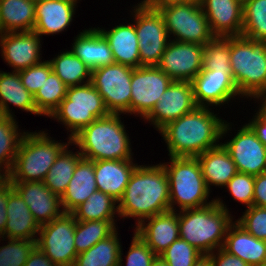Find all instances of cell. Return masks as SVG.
<instances>
[{
	"mask_svg": "<svg viewBox=\"0 0 266 266\" xmlns=\"http://www.w3.org/2000/svg\"><path fill=\"white\" fill-rule=\"evenodd\" d=\"M133 67L113 63L92 70L91 83L112 114H130Z\"/></svg>",
	"mask_w": 266,
	"mask_h": 266,
	"instance_id": "obj_11",
	"label": "cell"
},
{
	"mask_svg": "<svg viewBox=\"0 0 266 266\" xmlns=\"http://www.w3.org/2000/svg\"><path fill=\"white\" fill-rule=\"evenodd\" d=\"M24 266H56L44 252L36 246L30 253Z\"/></svg>",
	"mask_w": 266,
	"mask_h": 266,
	"instance_id": "obj_51",
	"label": "cell"
},
{
	"mask_svg": "<svg viewBox=\"0 0 266 266\" xmlns=\"http://www.w3.org/2000/svg\"><path fill=\"white\" fill-rule=\"evenodd\" d=\"M223 249L250 266L266 263V241L257 239L236 221L227 229Z\"/></svg>",
	"mask_w": 266,
	"mask_h": 266,
	"instance_id": "obj_26",
	"label": "cell"
},
{
	"mask_svg": "<svg viewBox=\"0 0 266 266\" xmlns=\"http://www.w3.org/2000/svg\"><path fill=\"white\" fill-rule=\"evenodd\" d=\"M120 114H108L84 127L72 139L83 158L98 160L134 159L131 140Z\"/></svg>",
	"mask_w": 266,
	"mask_h": 266,
	"instance_id": "obj_4",
	"label": "cell"
},
{
	"mask_svg": "<svg viewBox=\"0 0 266 266\" xmlns=\"http://www.w3.org/2000/svg\"><path fill=\"white\" fill-rule=\"evenodd\" d=\"M115 222L117 219L76 221L74 243L77 255L90 249L98 241L106 239L118 229Z\"/></svg>",
	"mask_w": 266,
	"mask_h": 266,
	"instance_id": "obj_36",
	"label": "cell"
},
{
	"mask_svg": "<svg viewBox=\"0 0 266 266\" xmlns=\"http://www.w3.org/2000/svg\"><path fill=\"white\" fill-rule=\"evenodd\" d=\"M14 190L21 196L41 226L60 217L64 211L59 195L52 193L44 182L9 181Z\"/></svg>",
	"mask_w": 266,
	"mask_h": 266,
	"instance_id": "obj_19",
	"label": "cell"
},
{
	"mask_svg": "<svg viewBox=\"0 0 266 266\" xmlns=\"http://www.w3.org/2000/svg\"><path fill=\"white\" fill-rule=\"evenodd\" d=\"M13 190V185L9 181H7L0 189V238L4 235V229L7 222V202L9 194Z\"/></svg>",
	"mask_w": 266,
	"mask_h": 266,
	"instance_id": "obj_50",
	"label": "cell"
},
{
	"mask_svg": "<svg viewBox=\"0 0 266 266\" xmlns=\"http://www.w3.org/2000/svg\"><path fill=\"white\" fill-rule=\"evenodd\" d=\"M191 83L197 106L220 107L231 100L235 101L237 96L239 100L243 98L234 83L232 72L201 70Z\"/></svg>",
	"mask_w": 266,
	"mask_h": 266,
	"instance_id": "obj_16",
	"label": "cell"
},
{
	"mask_svg": "<svg viewBox=\"0 0 266 266\" xmlns=\"http://www.w3.org/2000/svg\"><path fill=\"white\" fill-rule=\"evenodd\" d=\"M67 86L52 72L33 96L37 111L50 116L66 97Z\"/></svg>",
	"mask_w": 266,
	"mask_h": 266,
	"instance_id": "obj_39",
	"label": "cell"
},
{
	"mask_svg": "<svg viewBox=\"0 0 266 266\" xmlns=\"http://www.w3.org/2000/svg\"><path fill=\"white\" fill-rule=\"evenodd\" d=\"M6 213L7 222L4 235L1 237L3 238L2 241L6 238L37 240L40 225L34 219L25 201L15 190L9 194Z\"/></svg>",
	"mask_w": 266,
	"mask_h": 266,
	"instance_id": "obj_25",
	"label": "cell"
},
{
	"mask_svg": "<svg viewBox=\"0 0 266 266\" xmlns=\"http://www.w3.org/2000/svg\"><path fill=\"white\" fill-rule=\"evenodd\" d=\"M14 117H6L0 122V169L9 173L13 167L20 142L25 131L20 132Z\"/></svg>",
	"mask_w": 266,
	"mask_h": 266,
	"instance_id": "obj_37",
	"label": "cell"
},
{
	"mask_svg": "<svg viewBox=\"0 0 266 266\" xmlns=\"http://www.w3.org/2000/svg\"><path fill=\"white\" fill-rule=\"evenodd\" d=\"M258 266H266V263L260 264V265H258Z\"/></svg>",
	"mask_w": 266,
	"mask_h": 266,
	"instance_id": "obj_59",
	"label": "cell"
},
{
	"mask_svg": "<svg viewBox=\"0 0 266 266\" xmlns=\"http://www.w3.org/2000/svg\"><path fill=\"white\" fill-rule=\"evenodd\" d=\"M248 122L246 124L252 129L258 139L266 145V109L259 104L257 112Z\"/></svg>",
	"mask_w": 266,
	"mask_h": 266,
	"instance_id": "obj_48",
	"label": "cell"
},
{
	"mask_svg": "<svg viewBox=\"0 0 266 266\" xmlns=\"http://www.w3.org/2000/svg\"><path fill=\"white\" fill-rule=\"evenodd\" d=\"M118 202L106 193L96 190L87 201L75 208L71 214L76 221L115 220L119 217ZM116 215V216H115Z\"/></svg>",
	"mask_w": 266,
	"mask_h": 266,
	"instance_id": "obj_35",
	"label": "cell"
},
{
	"mask_svg": "<svg viewBox=\"0 0 266 266\" xmlns=\"http://www.w3.org/2000/svg\"><path fill=\"white\" fill-rule=\"evenodd\" d=\"M77 4L59 0H36L33 31L41 38L62 33L73 21Z\"/></svg>",
	"mask_w": 266,
	"mask_h": 266,
	"instance_id": "obj_22",
	"label": "cell"
},
{
	"mask_svg": "<svg viewBox=\"0 0 266 266\" xmlns=\"http://www.w3.org/2000/svg\"><path fill=\"white\" fill-rule=\"evenodd\" d=\"M109 113L102 96L91 82L67 87L66 97L53 111L49 118L61 122L72 139L84 127L97 118L107 116Z\"/></svg>",
	"mask_w": 266,
	"mask_h": 266,
	"instance_id": "obj_8",
	"label": "cell"
},
{
	"mask_svg": "<svg viewBox=\"0 0 266 266\" xmlns=\"http://www.w3.org/2000/svg\"><path fill=\"white\" fill-rule=\"evenodd\" d=\"M203 47L170 39L157 67L173 81L191 82L202 70Z\"/></svg>",
	"mask_w": 266,
	"mask_h": 266,
	"instance_id": "obj_14",
	"label": "cell"
},
{
	"mask_svg": "<svg viewBox=\"0 0 266 266\" xmlns=\"http://www.w3.org/2000/svg\"><path fill=\"white\" fill-rule=\"evenodd\" d=\"M197 107L193 86L189 81H173L152 111L144 118L160 131L169 122L182 117Z\"/></svg>",
	"mask_w": 266,
	"mask_h": 266,
	"instance_id": "obj_15",
	"label": "cell"
},
{
	"mask_svg": "<svg viewBox=\"0 0 266 266\" xmlns=\"http://www.w3.org/2000/svg\"><path fill=\"white\" fill-rule=\"evenodd\" d=\"M131 245L123 262L121 246L118 266H151L157 255L147 246L137 233H133ZM123 262V263H122Z\"/></svg>",
	"mask_w": 266,
	"mask_h": 266,
	"instance_id": "obj_43",
	"label": "cell"
},
{
	"mask_svg": "<svg viewBox=\"0 0 266 266\" xmlns=\"http://www.w3.org/2000/svg\"><path fill=\"white\" fill-rule=\"evenodd\" d=\"M255 176L237 172L225 185L233 200L246 205L249 208L253 205Z\"/></svg>",
	"mask_w": 266,
	"mask_h": 266,
	"instance_id": "obj_44",
	"label": "cell"
},
{
	"mask_svg": "<svg viewBox=\"0 0 266 266\" xmlns=\"http://www.w3.org/2000/svg\"><path fill=\"white\" fill-rule=\"evenodd\" d=\"M202 175L209 191L211 186L225 187L229 180L238 172L229 152L222 142L214 148L197 156ZM220 186V187H219Z\"/></svg>",
	"mask_w": 266,
	"mask_h": 266,
	"instance_id": "obj_29",
	"label": "cell"
},
{
	"mask_svg": "<svg viewBox=\"0 0 266 266\" xmlns=\"http://www.w3.org/2000/svg\"><path fill=\"white\" fill-rule=\"evenodd\" d=\"M203 254L182 238L175 240L160 257L169 266H192Z\"/></svg>",
	"mask_w": 266,
	"mask_h": 266,
	"instance_id": "obj_42",
	"label": "cell"
},
{
	"mask_svg": "<svg viewBox=\"0 0 266 266\" xmlns=\"http://www.w3.org/2000/svg\"><path fill=\"white\" fill-rule=\"evenodd\" d=\"M161 163L169 179L170 210L199 208L213 203L197 157H169ZM208 200V201H207ZM179 210H176L175 206Z\"/></svg>",
	"mask_w": 266,
	"mask_h": 266,
	"instance_id": "obj_7",
	"label": "cell"
},
{
	"mask_svg": "<svg viewBox=\"0 0 266 266\" xmlns=\"http://www.w3.org/2000/svg\"><path fill=\"white\" fill-rule=\"evenodd\" d=\"M70 145L72 146V142L58 155L43 181L52 193L60 197L66 191L68 183L73 177L74 169L82 158L79 150L76 152L69 150Z\"/></svg>",
	"mask_w": 266,
	"mask_h": 266,
	"instance_id": "obj_34",
	"label": "cell"
},
{
	"mask_svg": "<svg viewBox=\"0 0 266 266\" xmlns=\"http://www.w3.org/2000/svg\"><path fill=\"white\" fill-rule=\"evenodd\" d=\"M192 266H212L209 255L200 256Z\"/></svg>",
	"mask_w": 266,
	"mask_h": 266,
	"instance_id": "obj_53",
	"label": "cell"
},
{
	"mask_svg": "<svg viewBox=\"0 0 266 266\" xmlns=\"http://www.w3.org/2000/svg\"><path fill=\"white\" fill-rule=\"evenodd\" d=\"M222 145L229 152L238 172L254 176L266 172L265 145L246 123Z\"/></svg>",
	"mask_w": 266,
	"mask_h": 266,
	"instance_id": "obj_17",
	"label": "cell"
},
{
	"mask_svg": "<svg viewBox=\"0 0 266 266\" xmlns=\"http://www.w3.org/2000/svg\"><path fill=\"white\" fill-rule=\"evenodd\" d=\"M197 1L199 0H142L140 3L150 8L157 9L159 7H164L167 5L185 4Z\"/></svg>",
	"mask_w": 266,
	"mask_h": 266,
	"instance_id": "obj_52",
	"label": "cell"
},
{
	"mask_svg": "<svg viewBox=\"0 0 266 266\" xmlns=\"http://www.w3.org/2000/svg\"><path fill=\"white\" fill-rule=\"evenodd\" d=\"M132 8L141 66H157L170 42L162 15L140 2Z\"/></svg>",
	"mask_w": 266,
	"mask_h": 266,
	"instance_id": "obj_10",
	"label": "cell"
},
{
	"mask_svg": "<svg viewBox=\"0 0 266 266\" xmlns=\"http://www.w3.org/2000/svg\"><path fill=\"white\" fill-rule=\"evenodd\" d=\"M117 229L106 239L77 255L74 266H118L121 242Z\"/></svg>",
	"mask_w": 266,
	"mask_h": 266,
	"instance_id": "obj_32",
	"label": "cell"
},
{
	"mask_svg": "<svg viewBox=\"0 0 266 266\" xmlns=\"http://www.w3.org/2000/svg\"><path fill=\"white\" fill-rule=\"evenodd\" d=\"M202 70L232 72L230 67V37H214L204 45Z\"/></svg>",
	"mask_w": 266,
	"mask_h": 266,
	"instance_id": "obj_40",
	"label": "cell"
},
{
	"mask_svg": "<svg viewBox=\"0 0 266 266\" xmlns=\"http://www.w3.org/2000/svg\"><path fill=\"white\" fill-rule=\"evenodd\" d=\"M236 222L257 239L266 241V207L252 205Z\"/></svg>",
	"mask_w": 266,
	"mask_h": 266,
	"instance_id": "obj_45",
	"label": "cell"
},
{
	"mask_svg": "<svg viewBox=\"0 0 266 266\" xmlns=\"http://www.w3.org/2000/svg\"><path fill=\"white\" fill-rule=\"evenodd\" d=\"M258 101H260L258 104L260 103V105L266 109V93Z\"/></svg>",
	"mask_w": 266,
	"mask_h": 266,
	"instance_id": "obj_56",
	"label": "cell"
},
{
	"mask_svg": "<svg viewBox=\"0 0 266 266\" xmlns=\"http://www.w3.org/2000/svg\"><path fill=\"white\" fill-rule=\"evenodd\" d=\"M172 82L173 80L157 66L133 68L130 115L144 119Z\"/></svg>",
	"mask_w": 266,
	"mask_h": 266,
	"instance_id": "obj_13",
	"label": "cell"
},
{
	"mask_svg": "<svg viewBox=\"0 0 266 266\" xmlns=\"http://www.w3.org/2000/svg\"><path fill=\"white\" fill-rule=\"evenodd\" d=\"M52 72L50 62L43 60L37 65L19 71V76L24 87L34 96Z\"/></svg>",
	"mask_w": 266,
	"mask_h": 266,
	"instance_id": "obj_46",
	"label": "cell"
},
{
	"mask_svg": "<svg viewBox=\"0 0 266 266\" xmlns=\"http://www.w3.org/2000/svg\"><path fill=\"white\" fill-rule=\"evenodd\" d=\"M212 109L197 106L159 131L169 157H197L220 144L219 140L232 130V124L218 117Z\"/></svg>",
	"mask_w": 266,
	"mask_h": 266,
	"instance_id": "obj_1",
	"label": "cell"
},
{
	"mask_svg": "<svg viewBox=\"0 0 266 266\" xmlns=\"http://www.w3.org/2000/svg\"><path fill=\"white\" fill-rule=\"evenodd\" d=\"M8 244L0 246V266H24L37 240L6 239Z\"/></svg>",
	"mask_w": 266,
	"mask_h": 266,
	"instance_id": "obj_41",
	"label": "cell"
},
{
	"mask_svg": "<svg viewBox=\"0 0 266 266\" xmlns=\"http://www.w3.org/2000/svg\"><path fill=\"white\" fill-rule=\"evenodd\" d=\"M223 199L199 208L179 211L180 238L194 246L203 255L223 248L226 232L233 222Z\"/></svg>",
	"mask_w": 266,
	"mask_h": 266,
	"instance_id": "obj_3",
	"label": "cell"
},
{
	"mask_svg": "<svg viewBox=\"0 0 266 266\" xmlns=\"http://www.w3.org/2000/svg\"><path fill=\"white\" fill-rule=\"evenodd\" d=\"M230 67L244 98L256 101L266 93V41L230 37Z\"/></svg>",
	"mask_w": 266,
	"mask_h": 266,
	"instance_id": "obj_5",
	"label": "cell"
},
{
	"mask_svg": "<svg viewBox=\"0 0 266 266\" xmlns=\"http://www.w3.org/2000/svg\"><path fill=\"white\" fill-rule=\"evenodd\" d=\"M117 205L119 218H136V227L149 217L169 211V179L161 162L137 165Z\"/></svg>",
	"mask_w": 266,
	"mask_h": 266,
	"instance_id": "obj_2",
	"label": "cell"
},
{
	"mask_svg": "<svg viewBox=\"0 0 266 266\" xmlns=\"http://www.w3.org/2000/svg\"><path fill=\"white\" fill-rule=\"evenodd\" d=\"M9 104L25 112L42 116L36 109L33 95L22 84L19 72L0 70V107L7 117H15Z\"/></svg>",
	"mask_w": 266,
	"mask_h": 266,
	"instance_id": "obj_30",
	"label": "cell"
},
{
	"mask_svg": "<svg viewBox=\"0 0 266 266\" xmlns=\"http://www.w3.org/2000/svg\"><path fill=\"white\" fill-rule=\"evenodd\" d=\"M253 205L266 207V172L255 176Z\"/></svg>",
	"mask_w": 266,
	"mask_h": 266,
	"instance_id": "obj_49",
	"label": "cell"
},
{
	"mask_svg": "<svg viewBox=\"0 0 266 266\" xmlns=\"http://www.w3.org/2000/svg\"><path fill=\"white\" fill-rule=\"evenodd\" d=\"M35 9L36 0H0V33L33 31Z\"/></svg>",
	"mask_w": 266,
	"mask_h": 266,
	"instance_id": "obj_31",
	"label": "cell"
},
{
	"mask_svg": "<svg viewBox=\"0 0 266 266\" xmlns=\"http://www.w3.org/2000/svg\"><path fill=\"white\" fill-rule=\"evenodd\" d=\"M97 29L108 41L115 63L133 68L141 66L138 38L134 22L115 25L111 30Z\"/></svg>",
	"mask_w": 266,
	"mask_h": 266,
	"instance_id": "obj_27",
	"label": "cell"
},
{
	"mask_svg": "<svg viewBox=\"0 0 266 266\" xmlns=\"http://www.w3.org/2000/svg\"><path fill=\"white\" fill-rule=\"evenodd\" d=\"M52 71L67 86H79L91 82L92 70L84 64L71 50H66L48 60Z\"/></svg>",
	"mask_w": 266,
	"mask_h": 266,
	"instance_id": "obj_33",
	"label": "cell"
},
{
	"mask_svg": "<svg viewBox=\"0 0 266 266\" xmlns=\"http://www.w3.org/2000/svg\"><path fill=\"white\" fill-rule=\"evenodd\" d=\"M241 36L266 41V0H243Z\"/></svg>",
	"mask_w": 266,
	"mask_h": 266,
	"instance_id": "obj_38",
	"label": "cell"
},
{
	"mask_svg": "<svg viewBox=\"0 0 266 266\" xmlns=\"http://www.w3.org/2000/svg\"><path fill=\"white\" fill-rule=\"evenodd\" d=\"M7 116L5 115L4 111L0 107V122H2Z\"/></svg>",
	"mask_w": 266,
	"mask_h": 266,
	"instance_id": "obj_57",
	"label": "cell"
},
{
	"mask_svg": "<svg viewBox=\"0 0 266 266\" xmlns=\"http://www.w3.org/2000/svg\"><path fill=\"white\" fill-rule=\"evenodd\" d=\"M133 161L134 159L94 161V175L98 190L118 202L138 165Z\"/></svg>",
	"mask_w": 266,
	"mask_h": 266,
	"instance_id": "obj_23",
	"label": "cell"
},
{
	"mask_svg": "<svg viewBox=\"0 0 266 266\" xmlns=\"http://www.w3.org/2000/svg\"><path fill=\"white\" fill-rule=\"evenodd\" d=\"M171 40L205 45L215 36L200 1L157 8ZM172 35V36H171Z\"/></svg>",
	"mask_w": 266,
	"mask_h": 266,
	"instance_id": "obj_9",
	"label": "cell"
},
{
	"mask_svg": "<svg viewBox=\"0 0 266 266\" xmlns=\"http://www.w3.org/2000/svg\"><path fill=\"white\" fill-rule=\"evenodd\" d=\"M98 190L94 175V161L81 158L61 198L64 213H71Z\"/></svg>",
	"mask_w": 266,
	"mask_h": 266,
	"instance_id": "obj_28",
	"label": "cell"
},
{
	"mask_svg": "<svg viewBox=\"0 0 266 266\" xmlns=\"http://www.w3.org/2000/svg\"><path fill=\"white\" fill-rule=\"evenodd\" d=\"M82 31L70 49L75 56L91 70L115 63L108 41L96 27Z\"/></svg>",
	"mask_w": 266,
	"mask_h": 266,
	"instance_id": "obj_24",
	"label": "cell"
},
{
	"mask_svg": "<svg viewBox=\"0 0 266 266\" xmlns=\"http://www.w3.org/2000/svg\"><path fill=\"white\" fill-rule=\"evenodd\" d=\"M215 37L241 36L243 0H199Z\"/></svg>",
	"mask_w": 266,
	"mask_h": 266,
	"instance_id": "obj_20",
	"label": "cell"
},
{
	"mask_svg": "<svg viewBox=\"0 0 266 266\" xmlns=\"http://www.w3.org/2000/svg\"><path fill=\"white\" fill-rule=\"evenodd\" d=\"M151 266H169L160 256H157Z\"/></svg>",
	"mask_w": 266,
	"mask_h": 266,
	"instance_id": "obj_54",
	"label": "cell"
},
{
	"mask_svg": "<svg viewBox=\"0 0 266 266\" xmlns=\"http://www.w3.org/2000/svg\"><path fill=\"white\" fill-rule=\"evenodd\" d=\"M76 219L71 213L40 226L37 246L56 266H74Z\"/></svg>",
	"mask_w": 266,
	"mask_h": 266,
	"instance_id": "obj_12",
	"label": "cell"
},
{
	"mask_svg": "<svg viewBox=\"0 0 266 266\" xmlns=\"http://www.w3.org/2000/svg\"><path fill=\"white\" fill-rule=\"evenodd\" d=\"M134 231L157 256H160L180 238L179 211L169 210L149 217L135 227Z\"/></svg>",
	"mask_w": 266,
	"mask_h": 266,
	"instance_id": "obj_21",
	"label": "cell"
},
{
	"mask_svg": "<svg viewBox=\"0 0 266 266\" xmlns=\"http://www.w3.org/2000/svg\"><path fill=\"white\" fill-rule=\"evenodd\" d=\"M41 37L34 31L0 33L1 58L19 72L41 63Z\"/></svg>",
	"mask_w": 266,
	"mask_h": 266,
	"instance_id": "obj_18",
	"label": "cell"
},
{
	"mask_svg": "<svg viewBox=\"0 0 266 266\" xmlns=\"http://www.w3.org/2000/svg\"><path fill=\"white\" fill-rule=\"evenodd\" d=\"M59 1L74 2V3H76V4L79 3V2H78L79 0H59Z\"/></svg>",
	"mask_w": 266,
	"mask_h": 266,
	"instance_id": "obj_58",
	"label": "cell"
},
{
	"mask_svg": "<svg viewBox=\"0 0 266 266\" xmlns=\"http://www.w3.org/2000/svg\"><path fill=\"white\" fill-rule=\"evenodd\" d=\"M216 251L208 254L210 256L212 266H250L237 256L229 254L223 248H219Z\"/></svg>",
	"mask_w": 266,
	"mask_h": 266,
	"instance_id": "obj_47",
	"label": "cell"
},
{
	"mask_svg": "<svg viewBox=\"0 0 266 266\" xmlns=\"http://www.w3.org/2000/svg\"><path fill=\"white\" fill-rule=\"evenodd\" d=\"M8 181V174L0 169V189Z\"/></svg>",
	"mask_w": 266,
	"mask_h": 266,
	"instance_id": "obj_55",
	"label": "cell"
},
{
	"mask_svg": "<svg viewBox=\"0 0 266 266\" xmlns=\"http://www.w3.org/2000/svg\"><path fill=\"white\" fill-rule=\"evenodd\" d=\"M41 131L25 132L8 173V181L43 182L58 155L71 143L70 138L65 143L58 142Z\"/></svg>",
	"mask_w": 266,
	"mask_h": 266,
	"instance_id": "obj_6",
	"label": "cell"
}]
</instances>
